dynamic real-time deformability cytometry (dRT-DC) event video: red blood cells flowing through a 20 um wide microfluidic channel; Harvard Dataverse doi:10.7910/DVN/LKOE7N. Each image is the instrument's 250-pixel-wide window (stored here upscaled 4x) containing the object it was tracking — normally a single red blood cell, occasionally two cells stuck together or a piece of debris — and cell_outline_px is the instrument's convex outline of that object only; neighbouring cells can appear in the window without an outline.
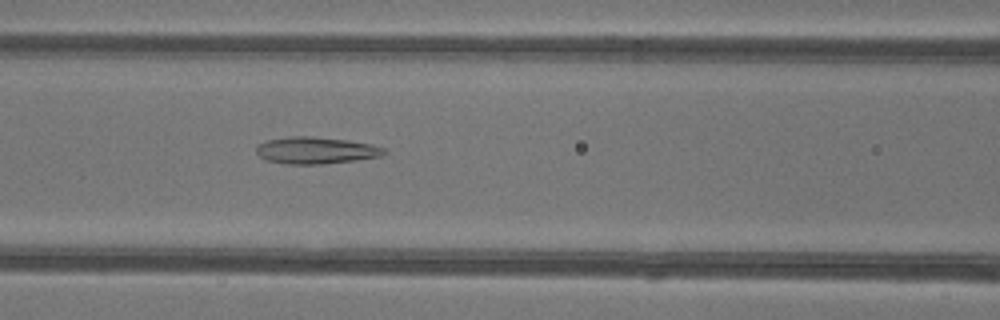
{"species": "common noctule bat (a hibernating species)", "species_latin": "Nyctalus noctula", "temperature_condition": "warm", "stored_images_in_passage": 40, "camera_frame_rate_fps": 3000, "um_per_image_px": 0.085, "animal": {"sex": "female"}, "frame": {"image": 1, "passage_image": 13, "time_ms": 4.0, "image_size_px": [1000, 320], "cell_outline_px": [[388, 152], [380, 156], [356, 160], [320, 164], [288, 164], [268, 160], [260, 156], [256, 152], [256, 144], [268, 140], [288, 136], [312, 136], [348, 140], [372, 144], [384, 148]], "centroid_in_image_um": [26.85, 12.77], "position_along_channel_um": 139.7, "area_um2": 20.0}}
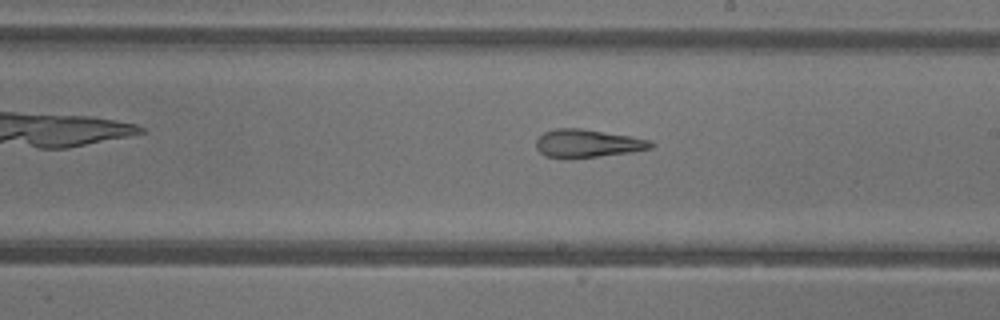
{"frame": {"image": 2, "passage_image": 20, "time_ms": 6.333, "image_size_px": [1000, 320], "cell_outline_px": [[656, 144], [652, 148], [632, 152], [596, 156], [544, 156], [536, 148], [536, 140], [544, 132], [556, 128], [580, 128], [628, 136], [648, 140]], "centroid_in_image_um": [49.95, 12.16], "position_along_channel_um": 239.1, "area_um2": 18.09}}
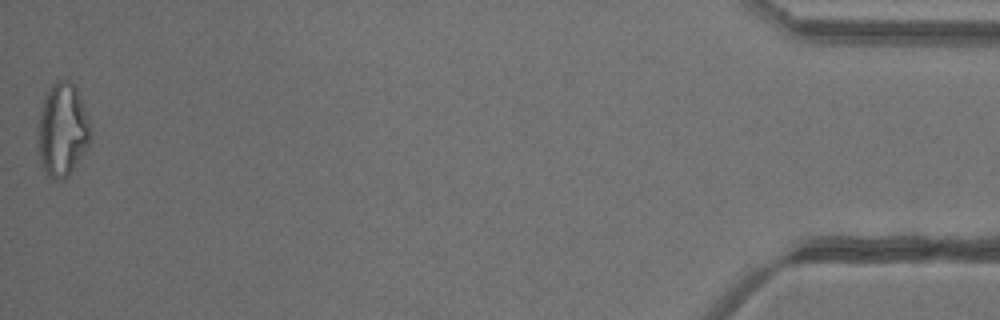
{"frame": {"image": 3, "passage_image": 40, "time_ms": 13.0, "image_size_px": [1000, 320], "cell_outline_px": [[92, 136], [88, 144], [68, 176], [60, 180], [52, 180], [44, 176], [40, 164], [36, 148], [36, 128], [40, 108], [48, 88], [56, 80], [68, 76], [72, 80], [80, 96], [92, 128]], "centroid_in_image_um": [5.25, 11.03], "position_along_channel_um": 430.0, "area_um2": 29.82}, "authors_computed_cell_mechanics": {"area_um2": 22.2241, "velocity_mm_per_s": 4.2722, "shape_relaxation_time_tau1_ms": null, "shape_relaxation_time_tau2_ms": 2.7204, "deformation_change_tau1": null, "deformation_change_tau2": 0.129}}